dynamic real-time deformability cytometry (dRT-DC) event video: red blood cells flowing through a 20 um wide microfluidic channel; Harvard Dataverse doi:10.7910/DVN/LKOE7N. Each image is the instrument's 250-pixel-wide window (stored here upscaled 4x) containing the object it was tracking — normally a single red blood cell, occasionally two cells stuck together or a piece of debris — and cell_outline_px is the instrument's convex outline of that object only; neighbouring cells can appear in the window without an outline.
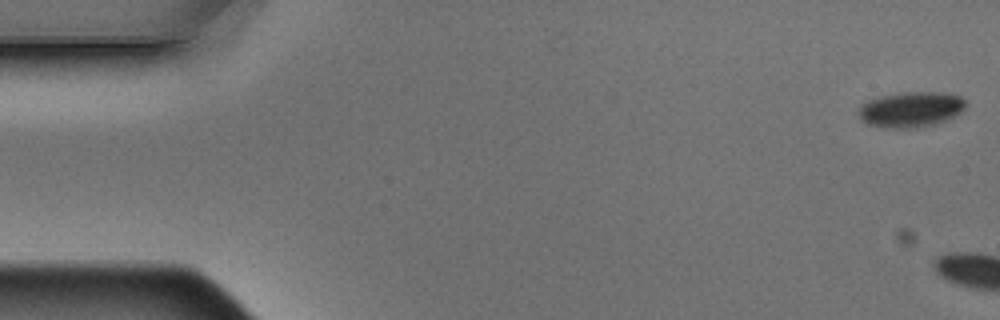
{"species": "Egyptian fruit bat (a non-hibernating species)", "species_latin": "Rousettus aegyptiacus", "temperature_condition": "warm", "stored_images_in_passage": 6, "camera_frame_rate_fps": 3000, "um_per_image_px": 0.085, "animal": {"sex": "male"}, "frame": {"image": 1, "passage_image": 1, "time_ms": 0.0, "image_size_px": [1000, 320], "cell_outline_px": [[964, 108], [960, 112], [936, 124], [916, 128], [884, 128], [868, 124], [860, 120], [860, 104], [868, 100], [880, 96], [900, 92], [944, 92], [960, 96], [964, 100]], "centroid_in_image_um": [77.39, 9.3], "position_along_channel_um": 7.6, "area_um2": 22.14}}
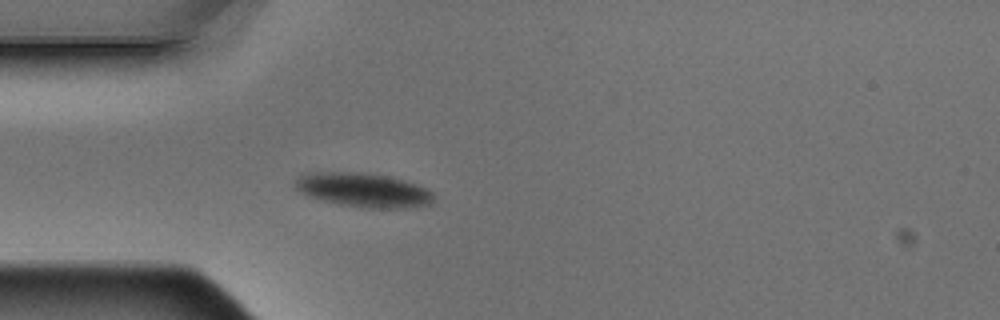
{"frame": {"image": 2, "passage_image": 6, "time_ms": 1.667, "image_size_px": [1000, 320], "cell_outline_px": [[436, 196], [428, 204], [412, 208], [364, 208], [340, 204], [320, 200], [308, 196], [300, 192], [296, 188], [296, 180], [304, 172], [368, 172], [388, 176], [416, 184], [432, 192]], "centroid_in_image_um": [30.87, 16.15], "position_along_channel_um": 54.1, "area_um2": 27.69}}